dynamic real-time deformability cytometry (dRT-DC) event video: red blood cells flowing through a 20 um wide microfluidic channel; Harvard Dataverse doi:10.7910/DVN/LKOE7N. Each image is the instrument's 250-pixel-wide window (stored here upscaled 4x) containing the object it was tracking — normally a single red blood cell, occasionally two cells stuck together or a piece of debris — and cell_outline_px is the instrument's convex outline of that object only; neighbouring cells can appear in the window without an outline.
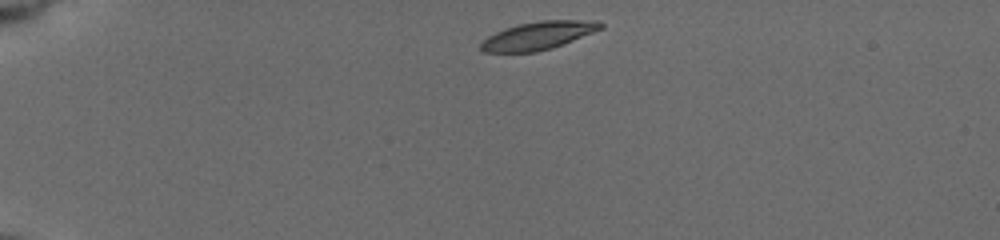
{"species": "common noctule bat (a hibernating species)", "species_latin": "Nyctalus noctula", "temperature_condition": "cold", "stored_images_in_passage": 44, "camera_frame_rate_fps": 3000, "um_per_image_px": 0.085, "animal": {"sex": "female", "body_mass_g": 19.5, "forearm_length_mm": 54.1}, "frame": {"image": 1, "passage_image": 1, "time_ms": 0.0, "image_size_px": [1000, 240], "cell_outline_px": [[604, 28], [552, 48], [536, 52], [480, 52], [480, 44], [488, 36], [504, 28], [520, 24], [540, 20], [596, 20], [604, 24]], "centroid_in_image_um": [45.76, 3.02], "position_along_channel_um": 39.2, "area_um2": 19.54}}
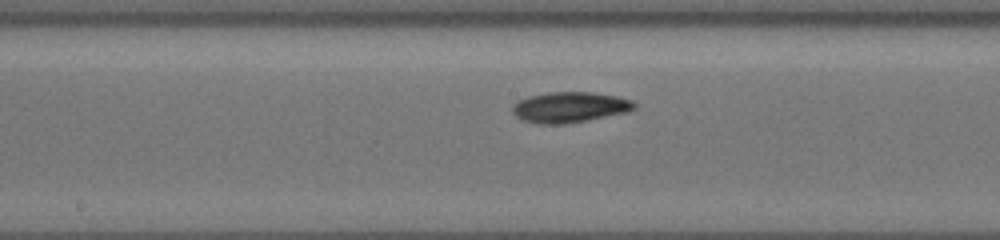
{"frame": {"image": 2, "passage_image": 19, "time_ms": 6.0, "image_size_px": [1000, 240], "cell_outline_px": [[636, 108], [628, 112], [588, 120], [564, 124], [540, 124], [520, 120], [512, 112], [512, 104], [516, 100], [528, 96], [548, 92], [592, 92], [616, 96], [632, 100], [636, 104]], "centroid_in_image_um": [48.39, 9.11], "position_along_channel_um": 199.8, "area_um2": 22.02}}
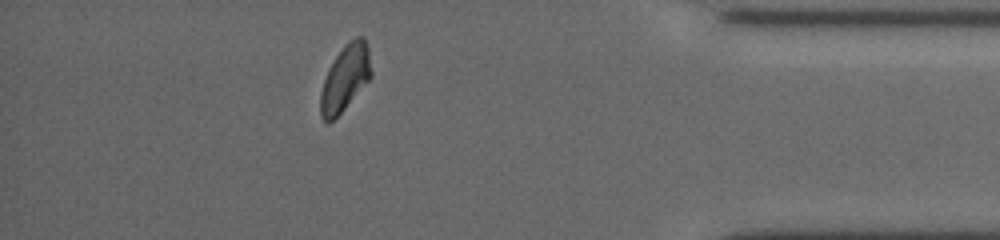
{"frame": {"image": 3, "passage_image": 38, "time_ms": 12.333, "image_size_px": [1000, 240], "cell_outline_px": [[372, 76], [344, 108], [328, 124], [320, 116], [320, 92], [328, 68], [344, 44], [348, 40], [356, 36], [364, 36], [368, 48], [372, 72]], "centroid_in_image_um": [29.33, 6.59], "position_along_channel_um": 405.9, "area_um2": 19.42}, "authors_computed_cell_mechanics": {"area_um2": 20.3745, "velocity_mm_per_s": 3.7227, "shape_relaxation_time_tau1_ms": 3.2081, "shape_relaxation_time_tau2_ms": 3.9809, "deformation_change_tau1": 0.109, "deformation_change_tau2": 0.0662}}